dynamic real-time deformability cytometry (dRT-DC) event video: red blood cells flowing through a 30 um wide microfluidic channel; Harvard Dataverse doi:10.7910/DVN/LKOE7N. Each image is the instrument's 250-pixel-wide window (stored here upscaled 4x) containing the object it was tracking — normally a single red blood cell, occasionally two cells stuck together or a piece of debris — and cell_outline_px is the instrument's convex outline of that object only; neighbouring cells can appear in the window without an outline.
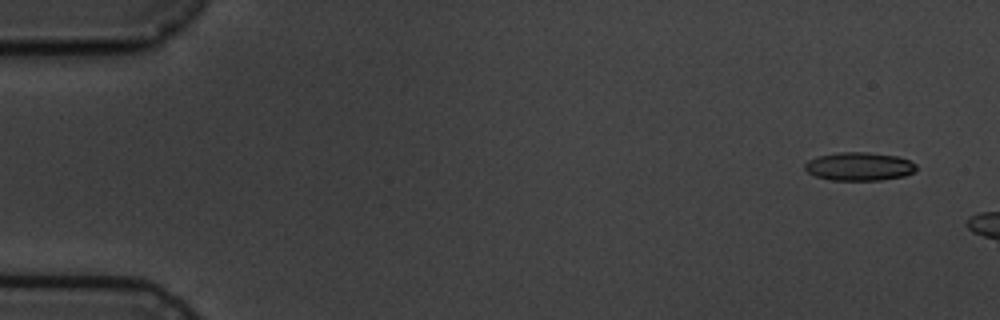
{"species": "common noctule bat (a hibernating species)", "species_latin": "Nyctalus noctula", "temperature_condition": "cold", "stored_images_in_passage": 2, "camera_frame_rate_fps": 3000, "um_per_image_px": 0.085, "animal": {"sex": "male", "body_mass_g": 19.5, "forearm_length_mm": 54.6}, "frame": {"image": 1, "passage_image": 1, "time_ms": 0.0, "image_size_px": [1000, 320], "cell_outline_px": [[916, 168], [912, 172], [904, 176], [880, 180], [832, 180], [816, 176], [808, 172], [804, 168], [804, 164], [808, 160], [816, 156], [840, 152], [868, 152], [896, 156], [908, 160], [916, 164]], "centroid_in_image_um": [73.0, 14.14], "position_along_channel_um": 12.0, "area_um2": 18.32}}